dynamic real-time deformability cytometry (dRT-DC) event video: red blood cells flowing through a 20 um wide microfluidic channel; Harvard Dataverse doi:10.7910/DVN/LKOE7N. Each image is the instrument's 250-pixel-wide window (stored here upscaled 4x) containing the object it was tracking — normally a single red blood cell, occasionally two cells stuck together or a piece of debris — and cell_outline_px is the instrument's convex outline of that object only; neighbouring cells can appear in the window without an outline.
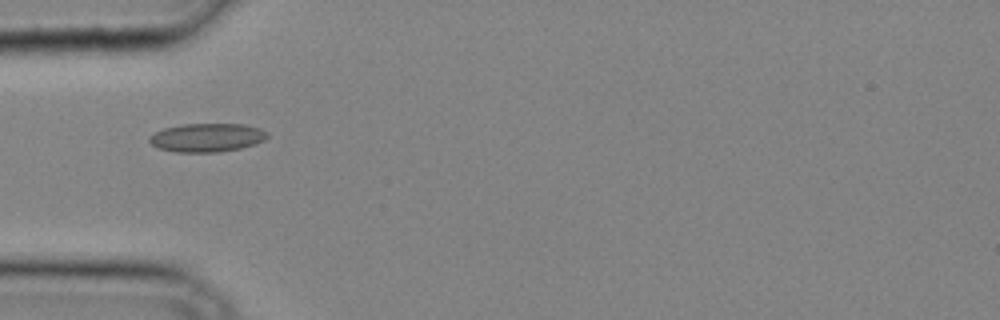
{"species": "common noctule bat (a hibernating species)", "species_latin": "Nyctalus noctula", "temperature_condition": "cold", "stored_images_in_passage": 22, "camera_frame_rate_fps": 3000, "um_per_image_px": 0.085, "animal": {"sex": "male", "body_mass_g": 20.4}, "frame": {"image": 1, "passage_image": 1, "time_ms": 0.0, "image_size_px": [1000, 320], "cell_outline_px": [[268, 136], [264, 140], [256, 144], [240, 148], [220, 152], [176, 152], [156, 148], [148, 140], [148, 136], [164, 128], [180, 124], [244, 124], [260, 128], [268, 132]], "centroid_in_image_um": [17.58, 11.69], "position_along_channel_um": 67.4, "area_um2": 19.83}}
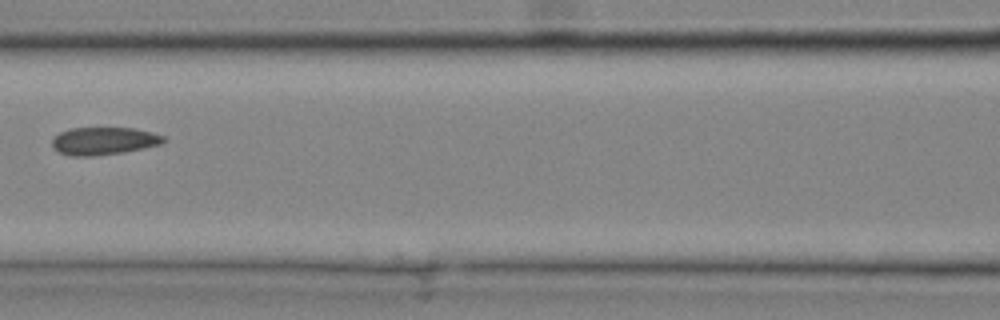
{"frame": {"image": 2, "passage_image": 6, "time_ms": 1.667, "image_size_px": [1000, 320], "cell_outline_px": [[168, 140], [160, 144], [144, 148], [124, 152], [92, 156], [72, 156], [60, 152], [52, 148], [52, 140], [60, 132], [72, 128], [136, 128], [152, 132], [164, 136]], "centroid_in_image_um": [8.85, 11.98], "position_along_channel_um": 157.8, "area_um2": 17.98}}
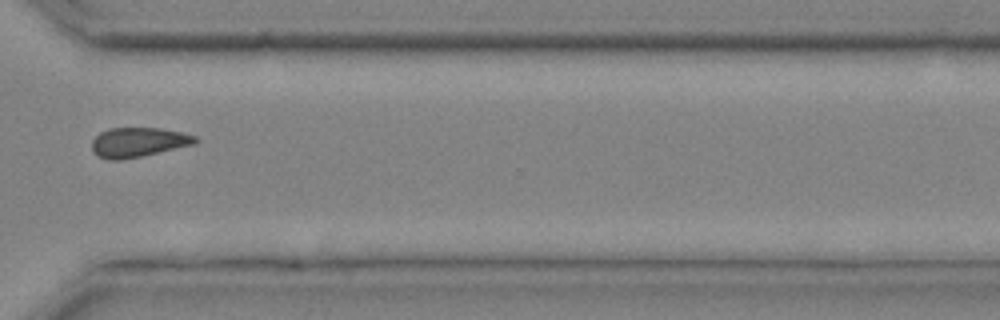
{"frame": {"image": 3, "passage_image": 17, "time_ms": 5.333, "image_size_px": [1000, 320], "cell_outline_px": [[196, 144], [140, 156], [120, 160], [108, 160], [92, 152], [92, 140], [100, 132], [108, 128], [160, 128], [180, 132], [196, 136]], "centroid_in_image_um": [11.72, 12.09], "position_along_channel_um": 358.9, "area_um2": 17.69}}